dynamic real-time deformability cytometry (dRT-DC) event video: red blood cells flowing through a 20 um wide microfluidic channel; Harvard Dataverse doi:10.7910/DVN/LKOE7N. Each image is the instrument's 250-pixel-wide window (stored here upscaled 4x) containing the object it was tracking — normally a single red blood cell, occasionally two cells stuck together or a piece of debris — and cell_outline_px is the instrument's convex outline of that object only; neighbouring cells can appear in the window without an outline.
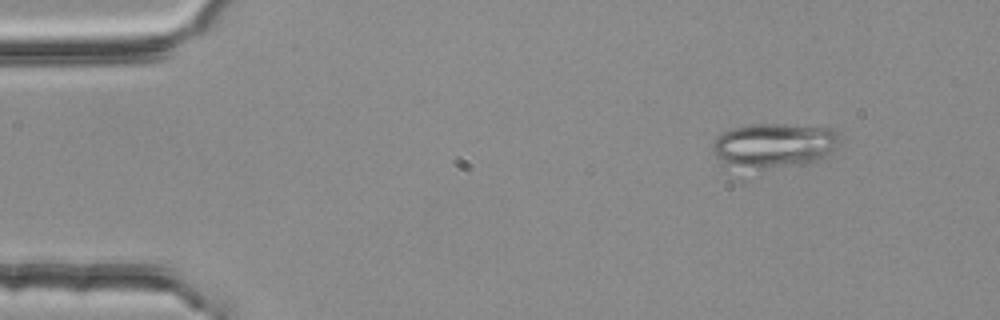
{"species": "common noctule bat (a hibernating species)", "species_latin": "Nyctalus noctula", "temperature_condition": "room temperature", "stored_images_in_passage": 2, "camera_frame_rate_fps": 3000, "um_per_image_px": 0.085, "animal": {"sex": "female", "body_mass_g": 25.1}, "frame": {"image": 1, "passage_image": 1, "time_ms": 0.0, "image_size_px": [1000, 320], "cell_outline_px": [[840, 148], [816, 160], [800, 164], [728, 176], [724, 172], [712, 148], [712, 144], [716, 136], [724, 132], [736, 128], [752, 124], [780, 124], [832, 128], [840, 132]], "centroid_in_image_um": [65.66, 12.47], "position_along_channel_um": 19.3, "area_um2": 35.2}}